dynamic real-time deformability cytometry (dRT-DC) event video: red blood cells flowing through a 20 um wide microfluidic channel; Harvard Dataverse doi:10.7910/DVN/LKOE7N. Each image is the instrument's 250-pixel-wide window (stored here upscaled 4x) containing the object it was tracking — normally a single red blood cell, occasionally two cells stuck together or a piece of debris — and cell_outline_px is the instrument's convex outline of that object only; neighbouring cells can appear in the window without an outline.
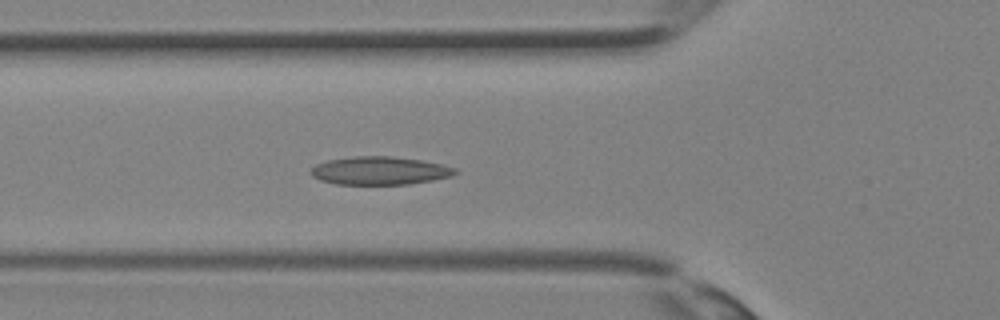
{"species": "Egyptian fruit bat (a non-hibernating species)", "species_latin": "Rousettus aegyptiacus", "temperature_condition": "room temperature", "stored_images_in_passage": 36, "camera_frame_rate_fps": 3000, "um_per_image_px": 0.085, "animal": {"sex": "female"}, "frame": {"image": 1, "passage_image": 13, "time_ms": 4.0, "image_size_px": [1000, 320], "cell_outline_px": [[460, 172], [452, 176], [432, 180], [408, 184], [336, 184], [320, 180], [312, 176], [312, 168], [316, 164], [328, 160], [352, 156], [392, 156], [420, 160], [444, 164], [456, 168]], "centroid_in_image_um": [32.32, 14.5], "position_along_channel_um": 93.5, "area_um2": 23.7}}
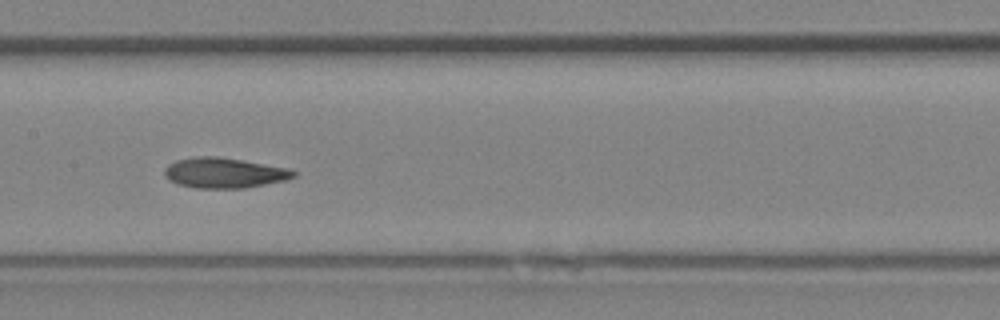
{"frame": {"image": 2, "passage_image": 18, "time_ms": 5.667, "image_size_px": [1000, 320], "cell_outline_px": [[296, 176], [284, 180], [244, 188], [196, 188], [180, 184], [168, 180], [164, 176], [164, 168], [168, 164], [176, 160], [196, 156], [216, 156], [288, 168], [296, 172]], "centroid_in_image_um": [19.0, 14.69], "position_along_channel_um": 188.4, "area_um2": 22.6}}
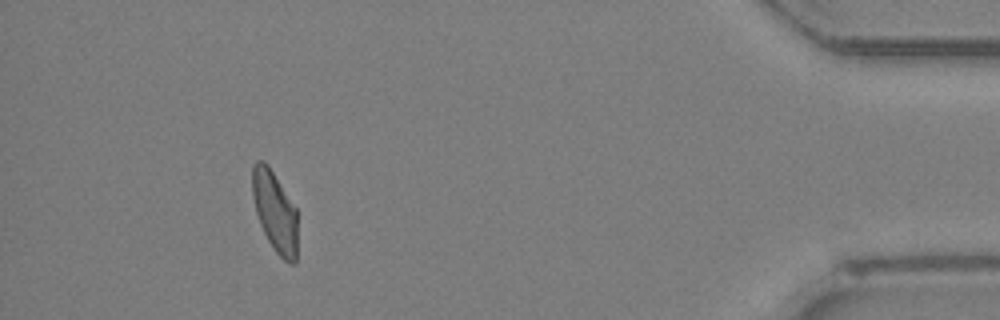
{"frame": {"image": 3, "passage_image": 33, "time_ms": 10.667, "image_size_px": [1000, 320], "cell_outline_px": [[296, 264], [288, 264], [276, 252], [268, 240], [260, 224], [256, 212], [252, 196], [252, 164], [256, 160], [264, 160], [268, 164], [296, 208]], "centroid_in_image_um": [23.34, 17.95], "position_along_channel_um": 411.9, "area_um2": 21.21}}